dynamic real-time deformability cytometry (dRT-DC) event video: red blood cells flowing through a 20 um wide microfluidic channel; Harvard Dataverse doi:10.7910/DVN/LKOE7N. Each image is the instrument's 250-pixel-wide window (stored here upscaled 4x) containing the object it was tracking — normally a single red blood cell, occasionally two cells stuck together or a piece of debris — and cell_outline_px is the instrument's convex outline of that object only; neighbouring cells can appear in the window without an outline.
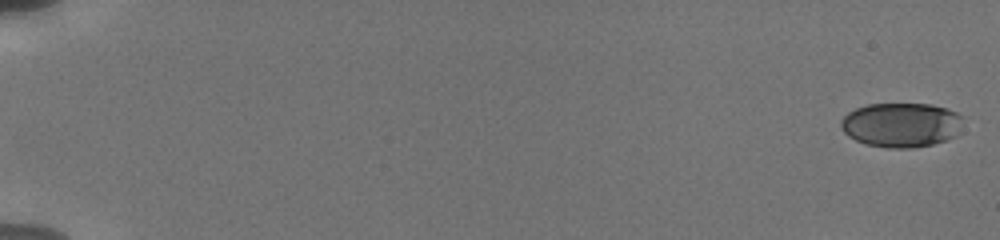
{"species": "human", "species_latin": "Homo sapiens", "temperature_condition": "cold", "stored_images_in_passage": 26, "camera_frame_rate_fps": 3000, "um_per_image_px": 0.085, "donor": {"sex": "male"}, "frame": {"image": 1, "passage_image": 1, "time_ms": 0.0, "image_size_px": [1000, 240], "cell_outline_px": [[964, 116], [956, 136], [932, 144], [912, 148], [888, 148], [864, 144], [848, 136], [840, 128], [840, 120], [848, 112], [856, 108], [868, 104], [932, 104], [948, 108]], "centroid_in_image_um": [76.59, 10.61], "position_along_channel_um": 8.4, "area_um2": 31.91}, "authors_computed_cell_mechanics": {"area_um2": 37.9457, "velocity_mm_per_s": 3.7518, "shape_relaxation_time_tau1_ms": 2.4253, "shape_relaxation_time_tau2_ms": 1.8871, "deformation_change_tau1": 0.0741, "deformation_change_tau2": 0.045}}